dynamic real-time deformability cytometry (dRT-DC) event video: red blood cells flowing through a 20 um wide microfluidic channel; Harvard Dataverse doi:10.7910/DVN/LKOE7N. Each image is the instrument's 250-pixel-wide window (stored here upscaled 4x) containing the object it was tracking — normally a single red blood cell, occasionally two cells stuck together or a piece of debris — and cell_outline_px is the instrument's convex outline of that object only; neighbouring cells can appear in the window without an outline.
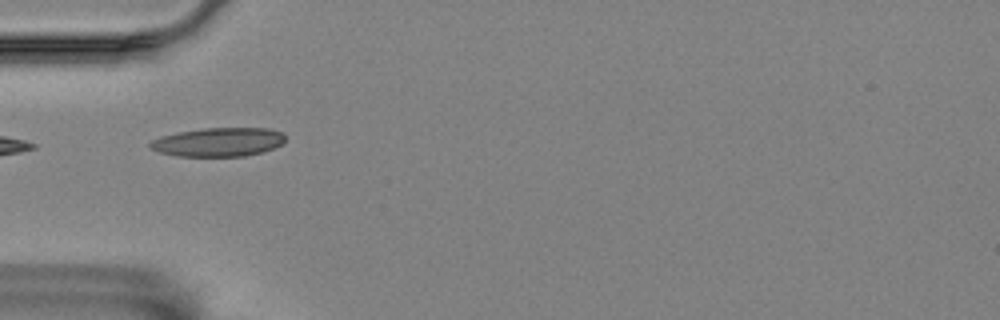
{"species": "Egyptian fruit bat (a non-hibernating species)", "species_latin": "Rousettus aegyptiacus", "temperature_condition": "room temperature", "stored_images_in_passage": 40, "camera_frame_rate_fps": 3000, "um_per_image_px": 0.085, "animal": {"sex": "female"}, "frame": {"image": 1, "passage_image": 1, "time_ms": 0.0, "image_size_px": [1000, 320], "cell_outline_px": [[284, 140], [280, 144], [264, 152], [244, 156], [176, 156], [160, 152], [152, 148], [148, 144], [152, 140], [160, 136], [180, 132], [204, 128], [268, 128], [284, 132]], "centroid_in_image_um": [18.58, 12.07], "position_along_channel_um": 66.4, "area_um2": 22.6}}
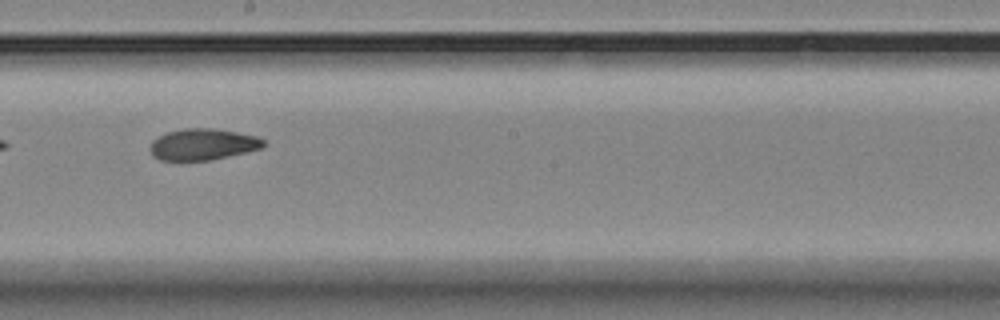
{"frame": {"image": 2, "passage_image": 15, "time_ms": 4.667, "image_size_px": [1000, 320], "cell_outline_px": [[264, 144], [260, 148], [244, 152], [208, 160], [160, 160], [152, 156], [148, 148], [152, 140], [168, 132], [184, 128], [212, 128], [236, 132], [256, 136], [264, 140]], "centroid_in_image_um": [17.17, 12.26], "position_along_channel_um": 231.0, "area_um2": 20.46}}
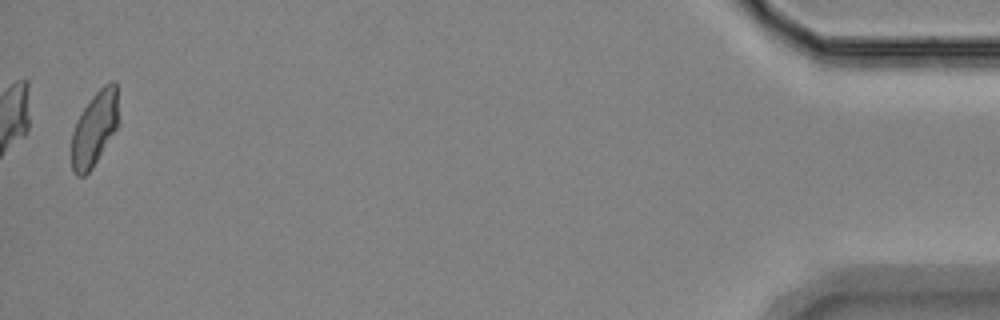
{"frame": {"image": 3, "passage_image": 39, "time_ms": 12.667, "image_size_px": [1000, 320], "cell_outline_px": [[120, 124], [92, 168], [84, 176], [76, 176], [72, 172], [72, 132], [76, 120], [92, 96], [104, 84], [112, 80], [116, 84], [120, 120]], "centroid_in_image_um": [8.06, 10.92], "position_along_channel_um": 427.1, "area_um2": 20.69}, "authors_computed_cell_mechanics": {"area_um2": 21.1548, "velocity_mm_per_s": 3.516, "shape_relaxation_time_tau1_ms": 4.2855, "shape_relaxation_time_tau2_ms": 5.2165, "deformation_change_tau1": 0.1129, "deformation_change_tau2": 0.0936}}